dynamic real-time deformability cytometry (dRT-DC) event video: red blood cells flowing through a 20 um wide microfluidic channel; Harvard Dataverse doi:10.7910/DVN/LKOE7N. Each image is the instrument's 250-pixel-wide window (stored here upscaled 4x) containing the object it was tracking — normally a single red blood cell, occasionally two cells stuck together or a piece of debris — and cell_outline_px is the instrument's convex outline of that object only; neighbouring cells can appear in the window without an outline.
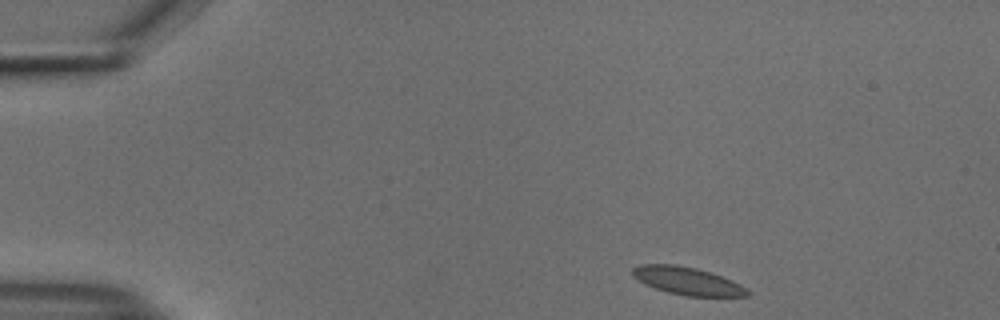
{"species": "common noctule bat (a hibernating species)", "species_latin": "Nyctalus noctula", "temperature_condition": "cold", "stored_images_in_passage": 46, "camera_frame_rate_fps": 3000, "um_per_image_px": 0.085, "animal": {"sex": "male", "body_mass_g": 18.8}, "frame": {"image": 1, "passage_image": 1, "time_ms": 0.0, "image_size_px": [1000, 320], "cell_outline_px": [[752, 292], [748, 296], [684, 296], [668, 292], [644, 284], [632, 276], [632, 268], [640, 264], [676, 264], [696, 268], [712, 272], [732, 280], [748, 288]], "centroid_in_image_um": [58.45, 23.87], "position_along_channel_um": 26.6, "area_um2": 18.79}}
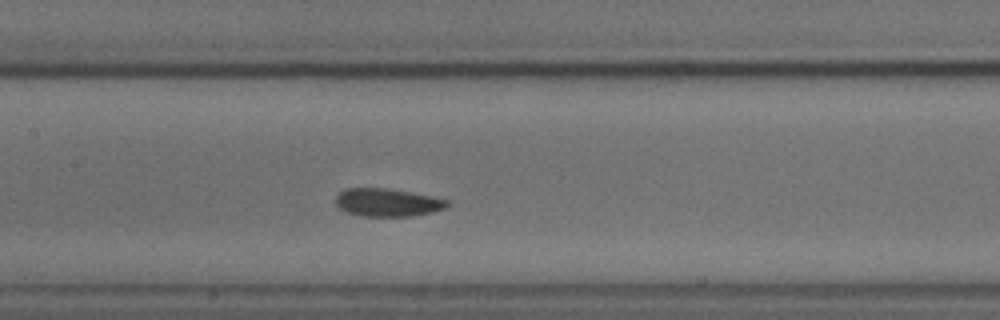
{"frame": {"image": 2, "passage_image": 19, "time_ms": 6.0, "image_size_px": [1000, 320], "cell_outline_px": [[448, 204], [444, 208], [432, 212], [412, 216], [360, 216], [348, 212], [340, 208], [336, 204], [336, 196], [340, 192], [348, 188], [388, 188], [432, 196], [448, 200]], "centroid_in_image_um": [32.93, 17.21], "position_along_channel_um": 174.5, "area_um2": 18.03}}
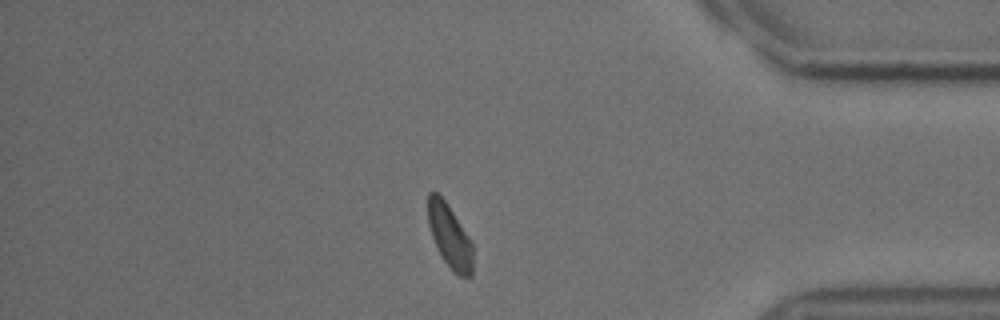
{"frame": {"image": 3, "passage_image": 39, "time_ms": 12.667, "image_size_px": [1000, 320], "cell_outline_px": [[472, 276], [456, 276], [452, 272], [444, 260], [432, 236], [428, 224], [428, 192], [436, 192], [448, 204], [472, 240]], "centroid_in_image_um": [38.24, 20.08], "position_along_channel_um": 397.0, "area_um2": 16.59}}